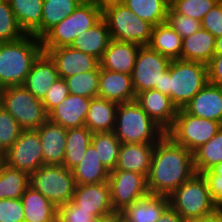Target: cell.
I'll return each instance as SVG.
<instances>
[{
  "label": "cell",
  "instance_id": "6da1fadb",
  "mask_svg": "<svg viewBox=\"0 0 222 222\" xmlns=\"http://www.w3.org/2000/svg\"><path fill=\"white\" fill-rule=\"evenodd\" d=\"M195 173L193 153L165 134L152 153L147 175L149 194L169 196Z\"/></svg>",
  "mask_w": 222,
  "mask_h": 222
},
{
  "label": "cell",
  "instance_id": "7a4b0ae2",
  "mask_svg": "<svg viewBox=\"0 0 222 222\" xmlns=\"http://www.w3.org/2000/svg\"><path fill=\"white\" fill-rule=\"evenodd\" d=\"M208 83V65L171 60L160 81V92L169 96L177 109L184 106Z\"/></svg>",
  "mask_w": 222,
  "mask_h": 222
},
{
  "label": "cell",
  "instance_id": "3957f363",
  "mask_svg": "<svg viewBox=\"0 0 222 222\" xmlns=\"http://www.w3.org/2000/svg\"><path fill=\"white\" fill-rule=\"evenodd\" d=\"M42 52L41 39L31 34L0 43V88L23 85L33 62Z\"/></svg>",
  "mask_w": 222,
  "mask_h": 222
},
{
  "label": "cell",
  "instance_id": "277c9868",
  "mask_svg": "<svg viewBox=\"0 0 222 222\" xmlns=\"http://www.w3.org/2000/svg\"><path fill=\"white\" fill-rule=\"evenodd\" d=\"M113 132L121 144H155L166 134L136 101L119 103Z\"/></svg>",
  "mask_w": 222,
  "mask_h": 222
},
{
  "label": "cell",
  "instance_id": "5b68a950",
  "mask_svg": "<svg viewBox=\"0 0 222 222\" xmlns=\"http://www.w3.org/2000/svg\"><path fill=\"white\" fill-rule=\"evenodd\" d=\"M168 197L170 206L187 222L200 220L219 209L212 200L207 183L200 173H195Z\"/></svg>",
  "mask_w": 222,
  "mask_h": 222
},
{
  "label": "cell",
  "instance_id": "8992f818",
  "mask_svg": "<svg viewBox=\"0 0 222 222\" xmlns=\"http://www.w3.org/2000/svg\"><path fill=\"white\" fill-rule=\"evenodd\" d=\"M101 19V8L95 4L81 3L41 38L42 49L71 46L77 36L92 28Z\"/></svg>",
  "mask_w": 222,
  "mask_h": 222
},
{
  "label": "cell",
  "instance_id": "52a82bcc",
  "mask_svg": "<svg viewBox=\"0 0 222 222\" xmlns=\"http://www.w3.org/2000/svg\"><path fill=\"white\" fill-rule=\"evenodd\" d=\"M111 39L147 46L153 26L142 20L123 3L113 4L102 10Z\"/></svg>",
  "mask_w": 222,
  "mask_h": 222
},
{
  "label": "cell",
  "instance_id": "ba28073f",
  "mask_svg": "<svg viewBox=\"0 0 222 222\" xmlns=\"http://www.w3.org/2000/svg\"><path fill=\"white\" fill-rule=\"evenodd\" d=\"M1 105L23 130H36L49 119L42 101L33 96L23 85L2 89Z\"/></svg>",
  "mask_w": 222,
  "mask_h": 222
},
{
  "label": "cell",
  "instance_id": "9c48e42d",
  "mask_svg": "<svg viewBox=\"0 0 222 222\" xmlns=\"http://www.w3.org/2000/svg\"><path fill=\"white\" fill-rule=\"evenodd\" d=\"M30 186L56 207L72 200L76 182L72 170L63 165H43L30 175Z\"/></svg>",
  "mask_w": 222,
  "mask_h": 222
},
{
  "label": "cell",
  "instance_id": "30bf717a",
  "mask_svg": "<svg viewBox=\"0 0 222 222\" xmlns=\"http://www.w3.org/2000/svg\"><path fill=\"white\" fill-rule=\"evenodd\" d=\"M222 127L217 121L200 118L178 109L173 126L166 132L177 144L194 152Z\"/></svg>",
  "mask_w": 222,
  "mask_h": 222
},
{
  "label": "cell",
  "instance_id": "8fae6325",
  "mask_svg": "<svg viewBox=\"0 0 222 222\" xmlns=\"http://www.w3.org/2000/svg\"><path fill=\"white\" fill-rule=\"evenodd\" d=\"M171 60L148 46H141L131 74L136 95L144 90L160 91V81Z\"/></svg>",
  "mask_w": 222,
  "mask_h": 222
},
{
  "label": "cell",
  "instance_id": "7c38bea8",
  "mask_svg": "<svg viewBox=\"0 0 222 222\" xmlns=\"http://www.w3.org/2000/svg\"><path fill=\"white\" fill-rule=\"evenodd\" d=\"M108 182L112 207L116 213L149 194L147 177L140 173L113 170L110 172Z\"/></svg>",
  "mask_w": 222,
  "mask_h": 222
},
{
  "label": "cell",
  "instance_id": "4fadbf2b",
  "mask_svg": "<svg viewBox=\"0 0 222 222\" xmlns=\"http://www.w3.org/2000/svg\"><path fill=\"white\" fill-rule=\"evenodd\" d=\"M9 166L31 175L44 165L39 134L36 130H23L13 146L2 156Z\"/></svg>",
  "mask_w": 222,
  "mask_h": 222
},
{
  "label": "cell",
  "instance_id": "5bb4252c",
  "mask_svg": "<svg viewBox=\"0 0 222 222\" xmlns=\"http://www.w3.org/2000/svg\"><path fill=\"white\" fill-rule=\"evenodd\" d=\"M81 210L91 212L96 218H110L117 214L111 203L109 182L76 184L71 200Z\"/></svg>",
  "mask_w": 222,
  "mask_h": 222
},
{
  "label": "cell",
  "instance_id": "9a60e30c",
  "mask_svg": "<svg viewBox=\"0 0 222 222\" xmlns=\"http://www.w3.org/2000/svg\"><path fill=\"white\" fill-rule=\"evenodd\" d=\"M54 62L60 78H68L95 70L100 61L90 54H86L71 46L42 49Z\"/></svg>",
  "mask_w": 222,
  "mask_h": 222
},
{
  "label": "cell",
  "instance_id": "2e32d148",
  "mask_svg": "<svg viewBox=\"0 0 222 222\" xmlns=\"http://www.w3.org/2000/svg\"><path fill=\"white\" fill-rule=\"evenodd\" d=\"M135 101L165 132L173 126L178 109L168 95L149 89L138 93Z\"/></svg>",
  "mask_w": 222,
  "mask_h": 222
},
{
  "label": "cell",
  "instance_id": "e0dca14e",
  "mask_svg": "<svg viewBox=\"0 0 222 222\" xmlns=\"http://www.w3.org/2000/svg\"><path fill=\"white\" fill-rule=\"evenodd\" d=\"M183 110L190 115L222 124V87L208 82Z\"/></svg>",
  "mask_w": 222,
  "mask_h": 222
},
{
  "label": "cell",
  "instance_id": "ac0fdd59",
  "mask_svg": "<svg viewBox=\"0 0 222 222\" xmlns=\"http://www.w3.org/2000/svg\"><path fill=\"white\" fill-rule=\"evenodd\" d=\"M98 97L116 103L136 100L131 75L103 69L100 67Z\"/></svg>",
  "mask_w": 222,
  "mask_h": 222
},
{
  "label": "cell",
  "instance_id": "d6986e66",
  "mask_svg": "<svg viewBox=\"0 0 222 222\" xmlns=\"http://www.w3.org/2000/svg\"><path fill=\"white\" fill-rule=\"evenodd\" d=\"M58 78L59 75L54 62L46 53L42 52L33 62L23 86L42 101Z\"/></svg>",
  "mask_w": 222,
  "mask_h": 222
},
{
  "label": "cell",
  "instance_id": "ffe728a7",
  "mask_svg": "<svg viewBox=\"0 0 222 222\" xmlns=\"http://www.w3.org/2000/svg\"><path fill=\"white\" fill-rule=\"evenodd\" d=\"M36 131L41 142L44 165H63L67 129L48 119Z\"/></svg>",
  "mask_w": 222,
  "mask_h": 222
},
{
  "label": "cell",
  "instance_id": "44dd1931",
  "mask_svg": "<svg viewBox=\"0 0 222 222\" xmlns=\"http://www.w3.org/2000/svg\"><path fill=\"white\" fill-rule=\"evenodd\" d=\"M91 99L69 94L49 113V120L65 129L83 127Z\"/></svg>",
  "mask_w": 222,
  "mask_h": 222
},
{
  "label": "cell",
  "instance_id": "7402d4cb",
  "mask_svg": "<svg viewBox=\"0 0 222 222\" xmlns=\"http://www.w3.org/2000/svg\"><path fill=\"white\" fill-rule=\"evenodd\" d=\"M140 47L134 43L111 39L100 60V67L131 75Z\"/></svg>",
  "mask_w": 222,
  "mask_h": 222
},
{
  "label": "cell",
  "instance_id": "603a6c76",
  "mask_svg": "<svg viewBox=\"0 0 222 222\" xmlns=\"http://www.w3.org/2000/svg\"><path fill=\"white\" fill-rule=\"evenodd\" d=\"M169 205L168 196L147 194L126 206L118 214L127 222H156Z\"/></svg>",
  "mask_w": 222,
  "mask_h": 222
},
{
  "label": "cell",
  "instance_id": "cb8c5ba5",
  "mask_svg": "<svg viewBox=\"0 0 222 222\" xmlns=\"http://www.w3.org/2000/svg\"><path fill=\"white\" fill-rule=\"evenodd\" d=\"M155 144L123 143L114 170L132 171L147 177Z\"/></svg>",
  "mask_w": 222,
  "mask_h": 222
},
{
  "label": "cell",
  "instance_id": "d4e9b609",
  "mask_svg": "<svg viewBox=\"0 0 222 222\" xmlns=\"http://www.w3.org/2000/svg\"><path fill=\"white\" fill-rule=\"evenodd\" d=\"M119 103L94 97L90 100L85 126L92 133L113 132Z\"/></svg>",
  "mask_w": 222,
  "mask_h": 222
},
{
  "label": "cell",
  "instance_id": "484cf974",
  "mask_svg": "<svg viewBox=\"0 0 222 222\" xmlns=\"http://www.w3.org/2000/svg\"><path fill=\"white\" fill-rule=\"evenodd\" d=\"M20 28L25 34L42 38L44 0H8Z\"/></svg>",
  "mask_w": 222,
  "mask_h": 222
},
{
  "label": "cell",
  "instance_id": "4316f807",
  "mask_svg": "<svg viewBox=\"0 0 222 222\" xmlns=\"http://www.w3.org/2000/svg\"><path fill=\"white\" fill-rule=\"evenodd\" d=\"M215 37L201 28L195 34L182 39L181 60L208 65L215 55Z\"/></svg>",
  "mask_w": 222,
  "mask_h": 222
},
{
  "label": "cell",
  "instance_id": "83f0119b",
  "mask_svg": "<svg viewBox=\"0 0 222 222\" xmlns=\"http://www.w3.org/2000/svg\"><path fill=\"white\" fill-rule=\"evenodd\" d=\"M72 173L78 185L103 183L108 181L110 175L92 143L88 146L80 163L72 169Z\"/></svg>",
  "mask_w": 222,
  "mask_h": 222
},
{
  "label": "cell",
  "instance_id": "f1b7e54d",
  "mask_svg": "<svg viewBox=\"0 0 222 222\" xmlns=\"http://www.w3.org/2000/svg\"><path fill=\"white\" fill-rule=\"evenodd\" d=\"M24 222H57V207L29 186L21 197Z\"/></svg>",
  "mask_w": 222,
  "mask_h": 222
},
{
  "label": "cell",
  "instance_id": "f546056e",
  "mask_svg": "<svg viewBox=\"0 0 222 222\" xmlns=\"http://www.w3.org/2000/svg\"><path fill=\"white\" fill-rule=\"evenodd\" d=\"M110 41L111 36L107 23L102 18L92 28L77 36L71 47L90 54L100 61Z\"/></svg>",
  "mask_w": 222,
  "mask_h": 222
},
{
  "label": "cell",
  "instance_id": "4dcf8cb0",
  "mask_svg": "<svg viewBox=\"0 0 222 222\" xmlns=\"http://www.w3.org/2000/svg\"><path fill=\"white\" fill-rule=\"evenodd\" d=\"M147 46L170 60L181 59L182 38L167 21L152 28L150 42Z\"/></svg>",
  "mask_w": 222,
  "mask_h": 222
},
{
  "label": "cell",
  "instance_id": "1f68e13d",
  "mask_svg": "<svg viewBox=\"0 0 222 222\" xmlns=\"http://www.w3.org/2000/svg\"><path fill=\"white\" fill-rule=\"evenodd\" d=\"M30 186V175L0 162V199H21Z\"/></svg>",
  "mask_w": 222,
  "mask_h": 222
},
{
  "label": "cell",
  "instance_id": "d6a6232c",
  "mask_svg": "<svg viewBox=\"0 0 222 222\" xmlns=\"http://www.w3.org/2000/svg\"><path fill=\"white\" fill-rule=\"evenodd\" d=\"M93 133L86 127L67 129L63 166L72 170L82 160Z\"/></svg>",
  "mask_w": 222,
  "mask_h": 222
},
{
  "label": "cell",
  "instance_id": "836d02e7",
  "mask_svg": "<svg viewBox=\"0 0 222 222\" xmlns=\"http://www.w3.org/2000/svg\"><path fill=\"white\" fill-rule=\"evenodd\" d=\"M193 159L195 171L200 174L222 163V127L193 152Z\"/></svg>",
  "mask_w": 222,
  "mask_h": 222
},
{
  "label": "cell",
  "instance_id": "e575fe53",
  "mask_svg": "<svg viewBox=\"0 0 222 222\" xmlns=\"http://www.w3.org/2000/svg\"><path fill=\"white\" fill-rule=\"evenodd\" d=\"M80 4L79 0H44L42 37L56 24L67 18Z\"/></svg>",
  "mask_w": 222,
  "mask_h": 222
},
{
  "label": "cell",
  "instance_id": "d590c367",
  "mask_svg": "<svg viewBox=\"0 0 222 222\" xmlns=\"http://www.w3.org/2000/svg\"><path fill=\"white\" fill-rule=\"evenodd\" d=\"M123 4L153 27L167 20L168 7L162 0H124Z\"/></svg>",
  "mask_w": 222,
  "mask_h": 222
},
{
  "label": "cell",
  "instance_id": "8d00e7d4",
  "mask_svg": "<svg viewBox=\"0 0 222 222\" xmlns=\"http://www.w3.org/2000/svg\"><path fill=\"white\" fill-rule=\"evenodd\" d=\"M91 143L105 166L111 172L115 169L121 142L114 132L93 133Z\"/></svg>",
  "mask_w": 222,
  "mask_h": 222
},
{
  "label": "cell",
  "instance_id": "74e56055",
  "mask_svg": "<svg viewBox=\"0 0 222 222\" xmlns=\"http://www.w3.org/2000/svg\"><path fill=\"white\" fill-rule=\"evenodd\" d=\"M100 65L95 69L82 74L64 78L70 94L85 98L98 96Z\"/></svg>",
  "mask_w": 222,
  "mask_h": 222
},
{
  "label": "cell",
  "instance_id": "f35d334b",
  "mask_svg": "<svg viewBox=\"0 0 222 222\" xmlns=\"http://www.w3.org/2000/svg\"><path fill=\"white\" fill-rule=\"evenodd\" d=\"M26 35L20 28L8 0H0V43L12 42Z\"/></svg>",
  "mask_w": 222,
  "mask_h": 222
},
{
  "label": "cell",
  "instance_id": "ab89813d",
  "mask_svg": "<svg viewBox=\"0 0 222 222\" xmlns=\"http://www.w3.org/2000/svg\"><path fill=\"white\" fill-rule=\"evenodd\" d=\"M23 129L14 117L0 106V154L3 156L18 139Z\"/></svg>",
  "mask_w": 222,
  "mask_h": 222
},
{
  "label": "cell",
  "instance_id": "60d3db41",
  "mask_svg": "<svg viewBox=\"0 0 222 222\" xmlns=\"http://www.w3.org/2000/svg\"><path fill=\"white\" fill-rule=\"evenodd\" d=\"M220 0H177L171 8L178 14L202 21Z\"/></svg>",
  "mask_w": 222,
  "mask_h": 222
},
{
  "label": "cell",
  "instance_id": "b9f144b4",
  "mask_svg": "<svg viewBox=\"0 0 222 222\" xmlns=\"http://www.w3.org/2000/svg\"><path fill=\"white\" fill-rule=\"evenodd\" d=\"M108 218H96L91 212L81 210L72 201L57 207V222H106Z\"/></svg>",
  "mask_w": 222,
  "mask_h": 222
},
{
  "label": "cell",
  "instance_id": "7bdbcfd3",
  "mask_svg": "<svg viewBox=\"0 0 222 222\" xmlns=\"http://www.w3.org/2000/svg\"><path fill=\"white\" fill-rule=\"evenodd\" d=\"M166 21L182 39L201 29V21L178 14L171 7L168 8Z\"/></svg>",
  "mask_w": 222,
  "mask_h": 222
},
{
  "label": "cell",
  "instance_id": "ee69618b",
  "mask_svg": "<svg viewBox=\"0 0 222 222\" xmlns=\"http://www.w3.org/2000/svg\"><path fill=\"white\" fill-rule=\"evenodd\" d=\"M201 174L207 183L212 200L222 208V163Z\"/></svg>",
  "mask_w": 222,
  "mask_h": 222
},
{
  "label": "cell",
  "instance_id": "f6af8a7d",
  "mask_svg": "<svg viewBox=\"0 0 222 222\" xmlns=\"http://www.w3.org/2000/svg\"><path fill=\"white\" fill-rule=\"evenodd\" d=\"M0 222H24L21 199H0Z\"/></svg>",
  "mask_w": 222,
  "mask_h": 222
},
{
  "label": "cell",
  "instance_id": "bcb514c9",
  "mask_svg": "<svg viewBox=\"0 0 222 222\" xmlns=\"http://www.w3.org/2000/svg\"><path fill=\"white\" fill-rule=\"evenodd\" d=\"M69 94L67 83L63 78L59 77L42 100L46 112L49 114Z\"/></svg>",
  "mask_w": 222,
  "mask_h": 222
},
{
  "label": "cell",
  "instance_id": "7dc6e473",
  "mask_svg": "<svg viewBox=\"0 0 222 222\" xmlns=\"http://www.w3.org/2000/svg\"><path fill=\"white\" fill-rule=\"evenodd\" d=\"M201 28L215 38L222 36V0H220L202 19Z\"/></svg>",
  "mask_w": 222,
  "mask_h": 222
},
{
  "label": "cell",
  "instance_id": "c3c4849f",
  "mask_svg": "<svg viewBox=\"0 0 222 222\" xmlns=\"http://www.w3.org/2000/svg\"><path fill=\"white\" fill-rule=\"evenodd\" d=\"M208 82L222 87V54L214 55L209 62Z\"/></svg>",
  "mask_w": 222,
  "mask_h": 222
},
{
  "label": "cell",
  "instance_id": "681fc988",
  "mask_svg": "<svg viewBox=\"0 0 222 222\" xmlns=\"http://www.w3.org/2000/svg\"><path fill=\"white\" fill-rule=\"evenodd\" d=\"M156 222H187V221L169 205Z\"/></svg>",
  "mask_w": 222,
  "mask_h": 222
},
{
  "label": "cell",
  "instance_id": "f907efd6",
  "mask_svg": "<svg viewBox=\"0 0 222 222\" xmlns=\"http://www.w3.org/2000/svg\"><path fill=\"white\" fill-rule=\"evenodd\" d=\"M80 3L95 4L102 10L110 5L123 3L124 0H79Z\"/></svg>",
  "mask_w": 222,
  "mask_h": 222
},
{
  "label": "cell",
  "instance_id": "816d5d0a",
  "mask_svg": "<svg viewBox=\"0 0 222 222\" xmlns=\"http://www.w3.org/2000/svg\"><path fill=\"white\" fill-rule=\"evenodd\" d=\"M192 222H222V208H219L215 213L209 216Z\"/></svg>",
  "mask_w": 222,
  "mask_h": 222
},
{
  "label": "cell",
  "instance_id": "f5cc1de1",
  "mask_svg": "<svg viewBox=\"0 0 222 222\" xmlns=\"http://www.w3.org/2000/svg\"><path fill=\"white\" fill-rule=\"evenodd\" d=\"M222 54V36L215 39V55Z\"/></svg>",
  "mask_w": 222,
  "mask_h": 222
},
{
  "label": "cell",
  "instance_id": "db71d44e",
  "mask_svg": "<svg viewBox=\"0 0 222 222\" xmlns=\"http://www.w3.org/2000/svg\"><path fill=\"white\" fill-rule=\"evenodd\" d=\"M106 222H127V221L117 213L108 218Z\"/></svg>",
  "mask_w": 222,
  "mask_h": 222
},
{
  "label": "cell",
  "instance_id": "11a10c76",
  "mask_svg": "<svg viewBox=\"0 0 222 222\" xmlns=\"http://www.w3.org/2000/svg\"><path fill=\"white\" fill-rule=\"evenodd\" d=\"M165 5L169 8L171 7L177 0H162Z\"/></svg>",
  "mask_w": 222,
  "mask_h": 222
},
{
  "label": "cell",
  "instance_id": "9f6ffc18",
  "mask_svg": "<svg viewBox=\"0 0 222 222\" xmlns=\"http://www.w3.org/2000/svg\"><path fill=\"white\" fill-rule=\"evenodd\" d=\"M1 92H2V89L0 88V106H1Z\"/></svg>",
  "mask_w": 222,
  "mask_h": 222
}]
</instances>
